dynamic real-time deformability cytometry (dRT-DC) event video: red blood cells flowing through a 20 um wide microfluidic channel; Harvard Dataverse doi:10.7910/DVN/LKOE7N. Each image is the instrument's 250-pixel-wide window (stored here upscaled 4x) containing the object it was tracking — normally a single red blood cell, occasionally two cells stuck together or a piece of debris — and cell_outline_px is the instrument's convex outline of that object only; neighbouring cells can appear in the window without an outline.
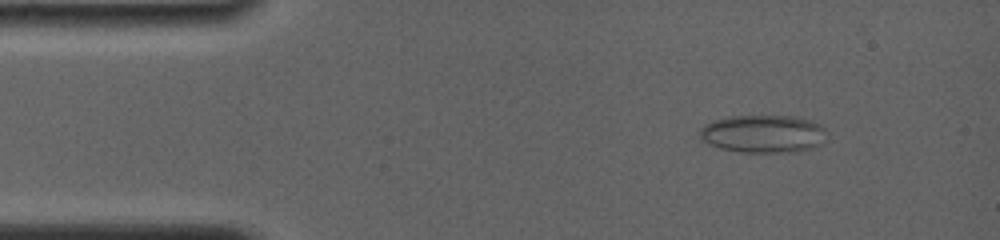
{"species": "common noctule bat (a hibernating species)", "species_latin": "Nyctalus noctula", "temperature_condition": "room temperature", "stored_images_in_passage": 34, "camera_frame_rate_fps": 4000, "um_per_image_px": 0.085, "animal": {"sex": "female", "body_mass_g": 19.0, "forearm_length_mm": 56.7}, "frame": {"image": 1, "passage_image": 4, "time_ms": 1.5, "image_size_px": [1000, 240], "cell_outline_px": [[828, 132], [824, 144], [812, 148], [796, 152], [740, 152], [720, 148], [708, 144], [700, 136], [700, 128], [704, 124], [712, 120], [732, 116], [796, 116], [820, 124]], "centroid_in_image_um": [64.91, 11.38], "position_along_channel_um": 20.1, "area_um2": 28.32}}
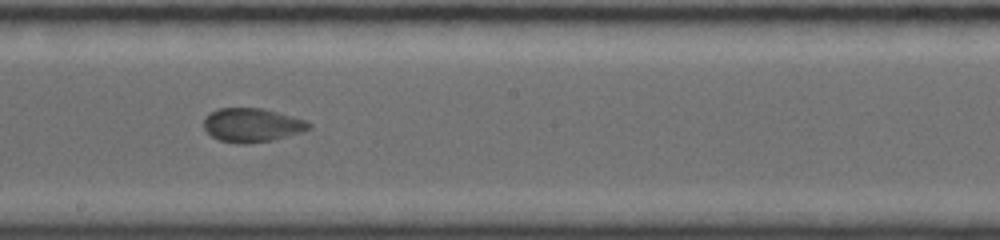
{"frame": {"image": 2, "passage_image": 18, "time_ms": 8.75, "image_size_px": [1000, 240], "cell_outline_px": [[312, 128], [300, 132], [272, 140], [244, 144], [240, 144], [220, 140], [212, 136], [204, 128], [204, 120], [208, 112], [216, 108], [264, 108], [292, 116], [304, 120], [312, 124]], "centroid_in_image_um": [21.4, 10.62], "position_along_channel_um": 226.8, "area_um2": 20.69}}
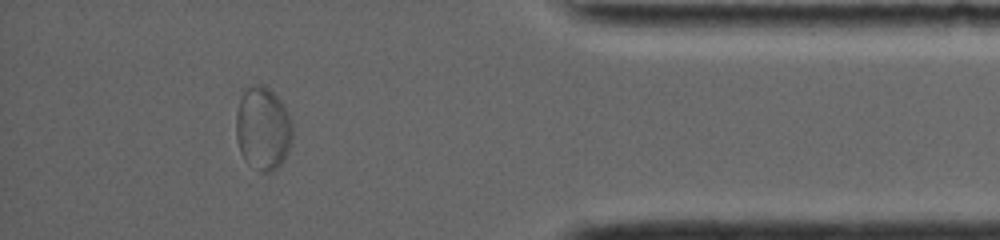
{"frame": {"image": 3, "passage_image": 30, "time_ms": 14.25, "image_size_px": [1000, 240], "cell_outline_px": [[292, 136], [288, 152], [284, 160], [272, 172], [260, 172], [244, 160], [240, 152], [236, 136], [236, 112], [240, 100], [244, 92], [252, 84], [260, 84], [268, 88], [280, 100], [288, 112], [292, 124]], "centroid_in_image_um": [22.34, 10.94], "position_along_channel_um": 412.9, "area_um2": 27.4}}